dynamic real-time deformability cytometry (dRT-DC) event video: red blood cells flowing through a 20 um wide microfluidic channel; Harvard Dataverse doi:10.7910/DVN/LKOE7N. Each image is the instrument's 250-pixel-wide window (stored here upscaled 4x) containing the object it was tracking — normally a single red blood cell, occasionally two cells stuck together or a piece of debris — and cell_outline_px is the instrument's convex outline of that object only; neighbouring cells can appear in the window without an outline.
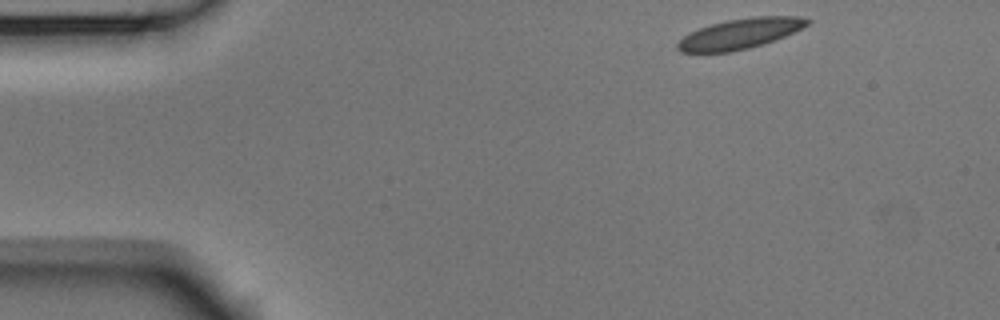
{"species": "Egyptian fruit bat (a non-hibernating species)", "species_latin": "Rousettus aegyptiacus", "temperature_condition": "room temperature", "stored_images_in_passage": 48, "camera_frame_rate_fps": 3000, "um_per_image_px": 0.085, "animal": {"sex": "male"}, "frame": {"image": 1, "passage_image": 1, "time_ms": 0.0, "image_size_px": [1000, 320], "cell_outline_px": [[812, 20], [808, 24], [784, 36], [764, 44], [732, 52], [680, 52], [676, 48], [676, 44], [688, 32], [712, 24], [728, 20], [752, 16], [796, 16]], "centroid_in_image_um": [62.87, 2.87], "position_along_channel_um": 22.1, "area_um2": 22.72}}
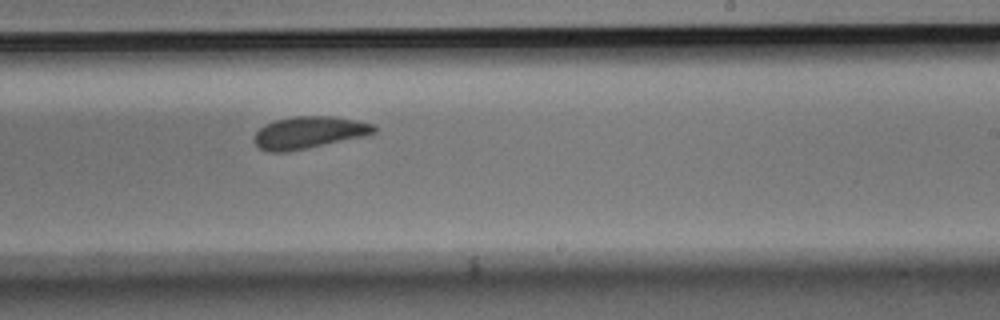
{"frame": {"image": 2, "passage_image": 27, "time_ms": 8.667, "image_size_px": [1000, 320], "cell_outline_px": [[376, 132], [368, 136], [288, 152], [268, 152], [260, 148], [252, 140], [256, 132], [264, 124], [276, 120], [292, 116], [332, 116], [376, 124]], "centroid_in_image_um": [26.28, 11.27], "position_along_channel_um": 262.7, "area_um2": 22.72}}
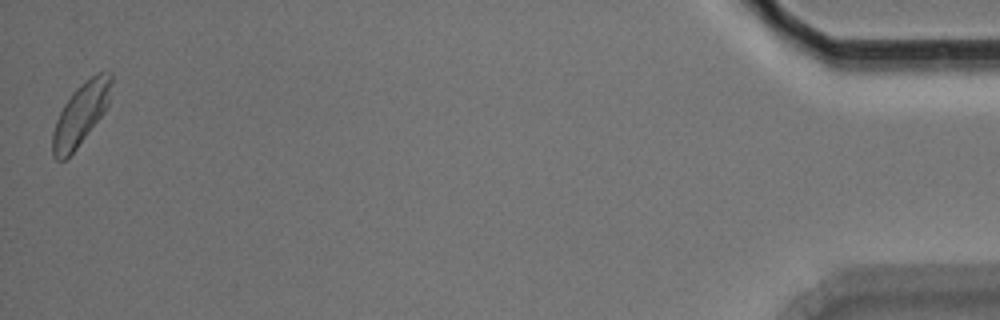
{"frame": {"image": 3, "passage_image": 48, "time_ms": 15.667, "image_size_px": [1000, 320], "cell_outline_px": [[112, 80], [108, 104], [104, 112], [76, 148], [64, 160], [56, 160], [52, 156], [52, 132], [56, 120], [64, 104], [72, 92], [76, 88], [96, 72], [112, 72]], "centroid_in_image_um": [6.85, 9.68], "position_along_channel_um": 428.4, "area_um2": 20.98}, "authors_computed_cell_mechanics": {"area_um2": 22.4842, "velocity_mm_per_s": 3.6857, "shape_relaxation_time_tau1_ms": 5.8933, "shape_relaxation_time_tau2_ms": 3.0449, "deformation_change_tau1": 0.1135, "deformation_change_tau2": 0.0651}}